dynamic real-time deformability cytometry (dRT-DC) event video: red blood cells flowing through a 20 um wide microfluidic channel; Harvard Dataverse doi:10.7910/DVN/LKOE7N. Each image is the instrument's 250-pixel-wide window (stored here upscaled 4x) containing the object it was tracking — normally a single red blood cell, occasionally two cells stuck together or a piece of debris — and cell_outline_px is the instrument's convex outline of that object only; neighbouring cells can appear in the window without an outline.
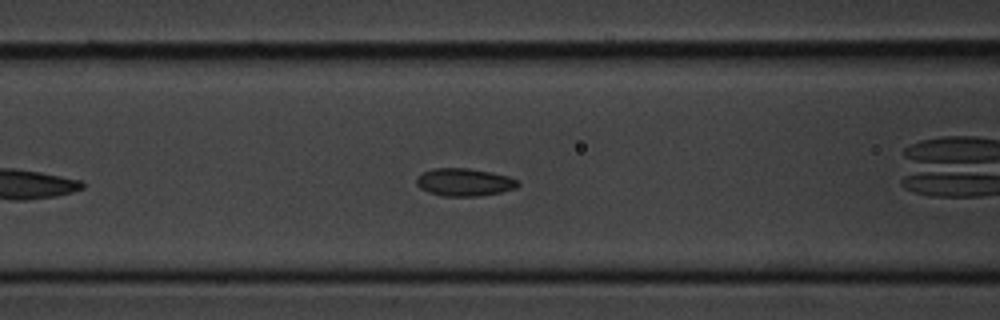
{"species": "common noctule bat (a hibernating species)", "species_latin": "Nyctalus noctula", "temperature_condition": "cold", "stored_images_in_passage": 31, "camera_frame_rate_fps": 3000, "um_per_image_px": 0.085, "animal": {"sex": "male", "body_mass_g": 20.1, "forearm_length_mm": 53.5}, "frame": {"image": 1, "passage_image": 10, "time_ms": 3.0, "image_size_px": [1000, 320], "cell_outline_px": [[520, 184], [516, 188], [500, 192], [480, 196], [440, 196], [428, 192], [420, 188], [416, 184], [416, 176], [432, 168], [468, 168], [492, 172], [508, 176], [516, 180]], "centroid_in_image_um": [39.44, 15.48], "position_along_channel_um": 127.2, "area_um2": 16.47}}
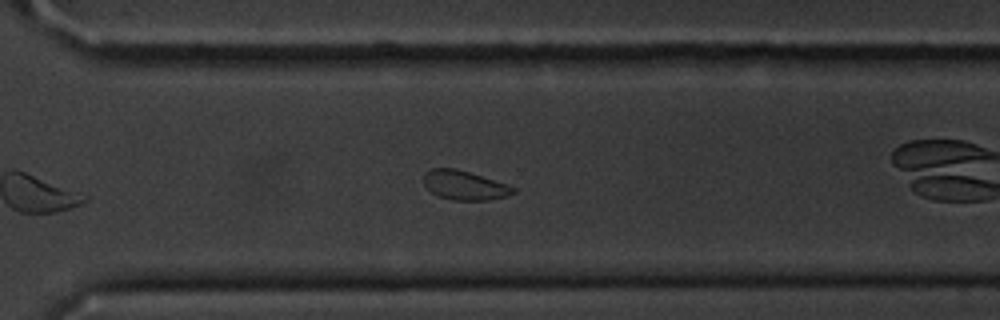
{"frame": {"image": 2, "passage_image": 27, "time_ms": 8.667, "image_size_px": [1000, 320], "cell_outline_px": [[516, 192], [508, 196], [488, 200], [452, 200], [440, 196], [432, 192], [424, 184], [424, 172], [432, 168], [456, 168], [516, 188]], "centroid_in_image_um": [39.46, 15.75], "position_along_channel_um": 331.1, "area_um2": 14.97}}
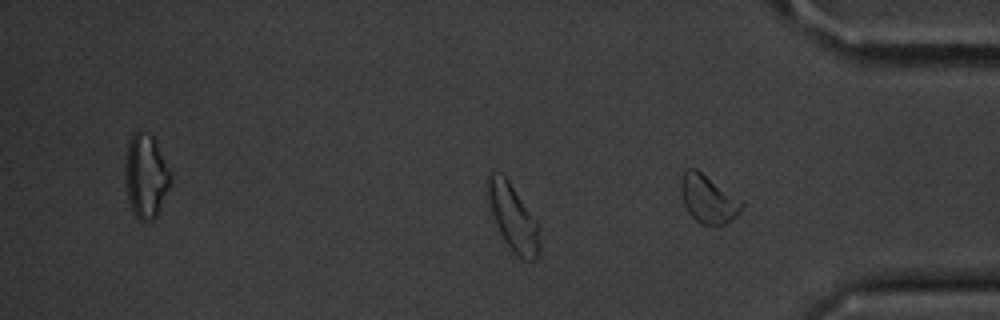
{"frame": {"image": 3, "passage_image": 31, "time_ms": 10.0, "image_size_px": [1000, 320], "cell_outline_px": [[744, 204], [740, 212], [736, 216], [724, 224], [700, 224], [688, 212], [684, 204], [680, 188], [680, 184], [684, 172], [688, 168], [696, 168], [744, 200]], "centroid_in_image_um": [60.22, 16.89], "position_along_channel_um": 375.0, "area_um2": 17.11}, "authors_computed_cell_mechanics": {"area_um2": 16.2418, "velocity_mm_per_s": 3.6037, "shape_relaxation_time_tau1_ms": null, "shape_relaxation_time_tau2_ms": 5.1455, "deformation_change_tau1": null, "deformation_change_tau2": 0.0505}}